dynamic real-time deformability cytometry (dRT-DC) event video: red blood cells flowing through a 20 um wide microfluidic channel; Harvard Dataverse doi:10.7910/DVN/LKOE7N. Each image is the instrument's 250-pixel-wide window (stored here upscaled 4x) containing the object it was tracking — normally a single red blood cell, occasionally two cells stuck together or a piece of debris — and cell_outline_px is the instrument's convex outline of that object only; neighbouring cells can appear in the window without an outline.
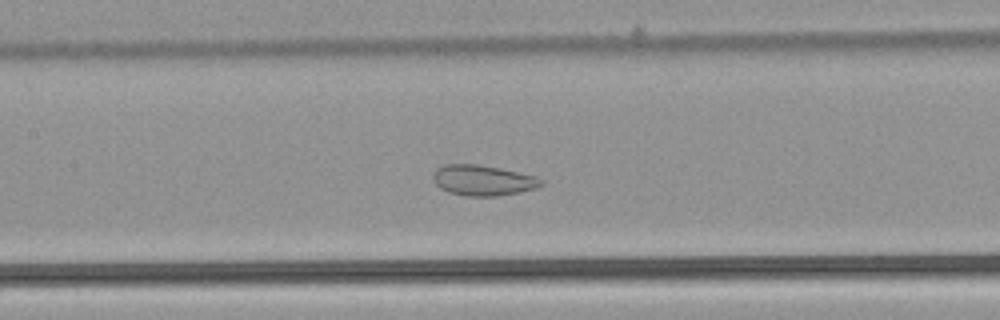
{"species": "common noctule bat (a hibernating species)", "species_latin": "Nyctalus noctula", "temperature_condition": "warm", "stored_images_in_passage": 54, "camera_frame_rate_fps": 3000, "um_per_image_px": 0.085, "animal": {"sex": "male", "body_mass_g": 21.5, "forearm_length_mm": 52.0}, "frame": {"image": 1, "passage_image": 26, "time_ms": 8.333, "image_size_px": [1000, 320], "cell_outline_px": [[544, 184], [536, 188], [520, 192], [496, 196], [464, 196], [448, 192], [440, 188], [432, 180], [432, 176], [436, 168], [444, 164], [476, 164], [500, 168], [536, 176], [544, 180]], "centroid_in_image_um": [41.04, 15.33], "position_along_channel_um": 166.4, "area_um2": 19.42}}
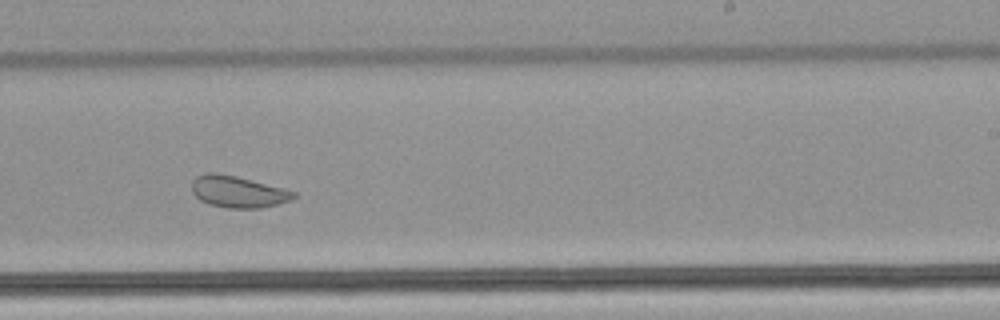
{"frame": {"image": 2, "passage_image": 34, "time_ms": 11.0, "image_size_px": [1000, 320], "cell_outline_px": [[296, 196], [292, 200], [260, 208], [228, 208], [208, 204], [200, 200], [192, 192], [192, 180], [196, 176], [208, 172], [216, 172], [236, 176], [296, 192]], "centroid_in_image_um": [20.19, 16.3], "position_along_channel_um": 268.8, "area_um2": 18.67}}
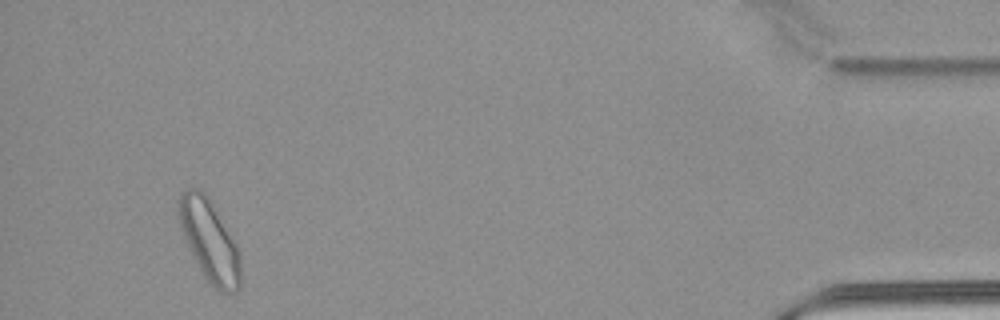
{"frame": {"image": 3, "passage_image": 51, "time_ms": 16.667, "image_size_px": [1000, 320], "cell_outline_px": [[240, 288], [224, 292], [220, 292], [204, 276], [184, 236], [176, 212], [176, 200], [180, 192], [188, 188], [200, 188], [208, 196], [228, 228], [240, 252]], "centroid_in_image_um": [17.78, 20.35], "position_along_channel_um": 417.4, "area_um2": 29.25}, "authors_computed_cell_mechanics": {"area_um2": 25.6343, "velocity_mm_per_s": 3.8524, "shape_relaxation_time_tau1_ms": null, "shape_relaxation_time_tau2_ms": 1.5729, "deformation_change_tau1": null, "deformation_change_tau2": 0.0715}}